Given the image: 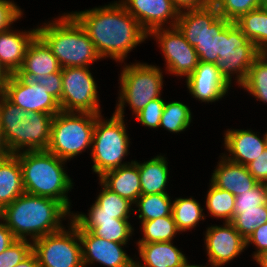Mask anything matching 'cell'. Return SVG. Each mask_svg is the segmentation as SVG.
Segmentation results:
<instances>
[{
  "instance_id": "6da1fadb",
  "label": "cell",
  "mask_w": 267,
  "mask_h": 267,
  "mask_svg": "<svg viewBox=\"0 0 267 267\" xmlns=\"http://www.w3.org/2000/svg\"><path fill=\"white\" fill-rule=\"evenodd\" d=\"M176 27L202 62L215 64L219 56L229 53H261L235 22L220 16L213 3L180 11Z\"/></svg>"
},
{
  "instance_id": "7a4b0ae2",
  "label": "cell",
  "mask_w": 267,
  "mask_h": 267,
  "mask_svg": "<svg viewBox=\"0 0 267 267\" xmlns=\"http://www.w3.org/2000/svg\"><path fill=\"white\" fill-rule=\"evenodd\" d=\"M70 14L84 28L101 58L123 62L127 54L148 37L120 1Z\"/></svg>"
},
{
  "instance_id": "3957f363",
  "label": "cell",
  "mask_w": 267,
  "mask_h": 267,
  "mask_svg": "<svg viewBox=\"0 0 267 267\" xmlns=\"http://www.w3.org/2000/svg\"><path fill=\"white\" fill-rule=\"evenodd\" d=\"M71 212L53 198L23 193L11 204L2 208L1 220L15 239L32 242L47 234L62 230V220Z\"/></svg>"
},
{
  "instance_id": "277c9868",
  "label": "cell",
  "mask_w": 267,
  "mask_h": 267,
  "mask_svg": "<svg viewBox=\"0 0 267 267\" xmlns=\"http://www.w3.org/2000/svg\"><path fill=\"white\" fill-rule=\"evenodd\" d=\"M53 118L51 114L21 110L0 93V127L9 154L47 150Z\"/></svg>"
},
{
  "instance_id": "5b68a950",
  "label": "cell",
  "mask_w": 267,
  "mask_h": 267,
  "mask_svg": "<svg viewBox=\"0 0 267 267\" xmlns=\"http://www.w3.org/2000/svg\"><path fill=\"white\" fill-rule=\"evenodd\" d=\"M19 158L25 193L53 198L70 211V200L66 193L73 182L63 168L65 160L47 150L24 151L15 154Z\"/></svg>"
},
{
  "instance_id": "8992f818",
  "label": "cell",
  "mask_w": 267,
  "mask_h": 267,
  "mask_svg": "<svg viewBox=\"0 0 267 267\" xmlns=\"http://www.w3.org/2000/svg\"><path fill=\"white\" fill-rule=\"evenodd\" d=\"M58 19L38 27L37 35L57 57L61 68L89 67L102 59L84 28L70 13Z\"/></svg>"
},
{
  "instance_id": "52a82bcc",
  "label": "cell",
  "mask_w": 267,
  "mask_h": 267,
  "mask_svg": "<svg viewBox=\"0 0 267 267\" xmlns=\"http://www.w3.org/2000/svg\"><path fill=\"white\" fill-rule=\"evenodd\" d=\"M97 116L89 112L57 113L52 121L47 151L67 161L87 148H92Z\"/></svg>"
},
{
  "instance_id": "ba28073f",
  "label": "cell",
  "mask_w": 267,
  "mask_h": 267,
  "mask_svg": "<svg viewBox=\"0 0 267 267\" xmlns=\"http://www.w3.org/2000/svg\"><path fill=\"white\" fill-rule=\"evenodd\" d=\"M102 119L101 114L96 117L90 150L94 163L92 169L99 178L108 171L133 162L122 164L123 158L128 154L130 143L124 118L113 113L109 120Z\"/></svg>"
},
{
  "instance_id": "9c48e42d",
  "label": "cell",
  "mask_w": 267,
  "mask_h": 267,
  "mask_svg": "<svg viewBox=\"0 0 267 267\" xmlns=\"http://www.w3.org/2000/svg\"><path fill=\"white\" fill-rule=\"evenodd\" d=\"M120 97L115 114L124 118L125 103L139 113L150 101L161 97L163 75L160 68L144 63L125 65L120 75Z\"/></svg>"
},
{
  "instance_id": "30bf717a",
  "label": "cell",
  "mask_w": 267,
  "mask_h": 267,
  "mask_svg": "<svg viewBox=\"0 0 267 267\" xmlns=\"http://www.w3.org/2000/svg\"><path fill=\"white\" fill-rule=\"evenodd\" d=\"M69 227L32 242L40 267H78L83 263L78 228L72 221Z\"/></svg>"
},
{
  "instance_id": "8fae6325",
  "label": "cell",
  "mask_w": 267,
  "mask_h": 267,
  "mask_svg": "<svg viewBox=\"0 0 267 267\" xmlns=\"http://www.w3.org/2000/svg\"><path fill=\"white\" fill-rule=\"evenodd\" d=\"M61 111L101 114L97 84L89 67L61 68Z\"/></svg>"
},
{
  "instance_id": "7c38bea8",
  "label": "cell",
  "mask_w": 267,
  "mask_h": 267,
  "mask_svg": "<svg viewBox=\"0 0 267 267\" xmlns=\"http://www.w3.org/2000/svg\"><path fill=\"white\" fill-rule=\"evenodd\" d=\"M148 36L156 37L170 74L187 78L194 72L199 62L196 50L176 26L154 29Z\"/></svg>"
},
{
  "instance_id": "4fadbf2b",
  "label": "cell",
  "mask_w": 267,
  "mask_h": 267,
  "mask_svg": "<svg viewBox=\"0 0 267 267\" xmlns=\"http://www.w3.org/2000/svg\"><path fill=\"white\" fill-rule=\"evenodd\" d=\"M1 94L12 104L27 112L56 115L61 111L59 102L47 90L30 79L11 74Z\"/></svg>"
},
{
  "instance_id": "5bb4252c",
  "label": "cell",
  "mask_w": 267,
  "mask_h": 267,
  "mask_svg": "<svg viewBox=\"0 0 267 267\" xmlns=\"http://www.w3.org/2000/svg\"><path fill=\"white\" fill-rule=\"evenodd\" d=\"M223 225L208 227L205 232L204 243L212 267L225 265L246 248V240L234 225L231 222H225Z\"/></svg>"
},
{
  "instance_id": "9a60e30c",
  "label": "cell",
  "mask_w": 267,
  "mask_h": 267,
  "mask_svg": "<svg viewBox=\"0 0 267 267\" xmlns=\"http://www.w3.org/2000/svg\"><path fill=\"white\" fill-rule=\"evenodd\" d=\"M82 244L83 263L98 262L107 267H135L136 261L122 249L123 243L105 240L87 230H78Z\"/></svg>"
},
{
  "instance_id": "2e32d148",
  "label": "cell",
  "mask_w": 267,
  "mask_h": 267,
  "mask_svg": "<svg viewBox=\"0 0 267 267\" xmlns=\"http://www.w3.org/2000/svg\"><path fill=\"white\" fill-rule=\"evenodd\" d=\"M120 3L148 34L163 28L166 22L169 23L168 19L172 20L170 27H175L180 12L172 0H123Z\"/></svg>"
},
{
  "instance_id": "e0dca14e",
  "label": "cell",
  "mask_w": 267,
  "mask_h": 267,
  "mask_svg": "<svg viewBox=\"0 0 267 267\" xmlns=\"http://www.w3.org/2000/svg\"><path fill=\"white\" fill-rule=\"evenodd\" d=\"M186 84L195 99L207 103L222 99L231 87L215 64L202 61L186 78Z\"/></svg>"
},
{
  "instance_id": "ac0fdd59",
  "label": "cell",
  "mask_w": 267,
  "mask_h": 267,
  "mask_svg": "<svg viewBox=\"0 0 267 267\" xmlns=\"http://www.w3.org/2000/svg\"><path fill=\"white\" fill-rule=\"evenodd\" d=\"M224 137L225 149L230 154L223 156L231 162L244 166L257 159L267 148L266 136L260 138L252 130L228 129Z\"/></svg>"
},
{
  "instance_id": "d6986e66",
  "label": "cell",
  "mask_w": 267,
  "mask_h": 267,
  "mask_svg": "<svg viewBox=\"0 0 267 267\" xmlns=\"http://www.w3.org/2000/svg\"><path fill=\"white\" fill-rule=\"evenodd\" d=\"M211 177L210 182L216 187L226 190L234 196H238L258 184L249 173L247 166L231 162L224 156H221L218 167Z\"/></svg>"
},
{
  "instance_id": "ffe728a7",
  "label": "cell",
  "mask_w": 267,
  "mask_h": 267,
  "mask_svg": "<svg viewBox=\"0 0 267 267\" xmlns=\"http://www.w3.org/2000/svg\"><path fill=\"white\" fill-rule=\"evenodd\" d=\"M60 69L57 57L48 45L36 35L28 45L23 65L16 74L23 79H31L34 75H49Z\"/></svg>"
},
{
  "instance_id": "44dd1931",
  "label": "cell",
  "mask_w": 267,
  "mask_h": 267,
  "mask_svg": "<svg viewBox=\"0 0 267 267\" xmlns=\"http://www.w3.org/2000/svg\"><path fill=\"white\" fill-rule=\"evenodd\" d=\"M36 35L37 28L27 32L10 29L0 32V62L10 74L20 70L27 47Z\"/></svg>"
},
{
  "instance_id": "7402d4cb",
  "label": "cell",
  "mask_w": 267,
  "mask_h": 267,
  "mask_svg": "<svg viewBox=\"0 0 267 267\" xmlns=\"http://www.w3.org/2000/svg\"><path fill=\"white\" fill-rule=\"evenodd\" d=\"M99 180L112 192L135 204L141 195L138 162L106 172Z\"/></svg>"
},
{
  "instance_id": "603a6c76",
  "label": "cell",
  "mask_w": 267,
  "mask_h": 267,
  "mask_svg": "<svg viewBox=\"0 0 267 267\" xmlns=\"http://www.w3.org/2000/svg\"><path fill=\"white\" fill-rule=\"evenodd\" d=\"M172 242L137 243L144 263L138 261L135 267H182L187 258Z\"/></svg>"
},
{
  "instance_id": "cb8c5ba5",
  "label": "cell",
  "mask_w": 267,
  "mask_h": 267,
  "mask_svg": "<svg viewBox=\"0 0 267 267\" xmlns=\"http://www.w3.org/2000/svg\"><path fill=\"white\" fill-rule=\"evenodd\" d=\"M24 192L19 158L15 154L0 158V208L11 204Z\"/></svg>"
},
{
  "instance_id": "d4e9b609",
  "label": "cell",
  "mask_w": 267,
  "mask_h": 267,
  "mask_svg": "<svg viewBox=\"0 0 267 267\" xmlns=\"http://www.w3.org/2000/svg\"><path fill=\"white\" fill-rule=\"evenodd\" d=\"M168 162L162 155L149 161L138 162L141 194H164L167 193V180L169 177Z\"/></svg>"
},
{
  "instance_id": "484cf974",
  "label": "cell",
  "mask_w": 267,
  "mask_h": 267,
  "mask_svg": "<svg viewBox=\"0 0 267 267\" xmlns=\"http://www.w3.org/2000/svg\"><path fill=\"white\" fill-rule=\"evenodd\" d=\"M78 230L90 231L93 235L105 240L127 244L132 236L133 229L128 219H115L107 221H72Z\"/></svg>"
},
{
  "instance_id": "4316f807",
  "label": "cell",
  "mask_w": 267,
  "mask_h": 267,
  "mask_svg": "<svg viewBox=\"0 0 267 267\" xmlns=\"http://www.w3.org/2000/svg\"><path fill=\"white\" fill-rule=\"evenodd\" d=\"M235 23L261 53L267 52V8L251 10Z\"/></svg>"
},
{
  "instance_id": "83f0119b",
  "label": "cell",
  "mask_w": 267,
  "mask_h": 267,
  "mask_svg": "<svg viewBox=\"0 0 267 267\" xmlns=\"http://www.w3.org/2000/svg\"><path fill=\"white\" fill-rule=\"evenodd\" d=\"M260 54L261 53H229L219 56L215 65L219 69L220 74L230 85L232 83V76H234L233 74H236L237 76L235 78L240 86L246 79L249 68Z\"/></svg>"
},
{
  "instance_id": "f1b7e54d",
  "label": "cell",
  "mask_w": 267,
  "mask_h": 267,
  "mask_svg": "<svg viewBox=\"0 0 267 267\" xmlns=\"http://www.w3.org/2000/svg\"><path fill=\"white\" fill-rule=\"evenodd\" d=\"M102 192L99 193L95 203L90 207L89 213L118 215V219H129L132 202L124 199L117 193L108 189L101 181Z\"/></svg>"
},
{
  "instance_id": "f546056e",
  "label": "cell",
  "mask_w": 267,
  "mask_h": 267,
  "mask_svg": "<svg viewBox=\"0 0 267 267\" xmlns=\"http://www.w3.org/2000/svg\"><path fill=\"white\" fill-rule=\"evenodd\" d=\"M203 209L198 201L191 198H176L172 203V215L180 232L196 227L204 220Z\"/></svg>"
},
{
  "instance_id": "4dcf8cb0",
  "label": "cell",
  "mask_w": 267,
  "mask_h": 267,
  "mask_svg": "<svg viewBox=\"0 0 267 267\" xmlns=\"http://www.w3.org/2000/svg\"><path fill=\"white\" fill-rule=\"evenodd\" d=\"M136 212L140 222L154 220L156 218L169 216L172 214V201L168 193L164 194H141L135 202Z\"/></svg>"
},
{
  "instance_id": "1f68e13d",
  "label": "cell",
  "mask_w": 267,
  "mask_h": 267,
  "mask_svg": "<svg viewBox=\"0 0 267 267\" xmlns=\"http://www.w3.org/2000/svg\"><path fill=\"white\" fill-rule=\"evenodd\" d=\"M257 100L267 103V54L261 53L249 68L244 82L240 85Z\"/></svg>"
},
{
  "instance_id": "d6a6232c",
  "label": "cell",
  "mask_w": 267,
  "mask_h": 267,
  "mask_svg": "<svg viewBox=\"0 0 267 267\" xmlns=\"http://www.w3.org/2000/svg\"><path fill=\"white\" fill-rule=\"evenodd\" d=\"M143 238L137 243L170 242L174 235L180 232L177 229L173 215L141 222Z\"/></svg>"
},
{
  "instance_id": "836d02e7",
  "label": "cell",
  "mask_w": 267,
  "mask_h": 267,
  "mask_svg": "<svg viewBox=\"0 0 267 267\" xmlns=\"http://www.w3.org/2000/svg\"><path fill=\"white\" fill-rule=\"evenodd\" d=\"M206 196V207L210 216L231 222L234 213L235 196L230 192L216 187L212 182Z\"/></svg>"
},
{
  "instance_id": "e575fe53",
  "label": "cell",
  "mask_w": 267,
  "mask_h": 267,
  "mask_svg": "<svg viewBox=\"0 0 267 267\" xmlns=\"http://www.w3.org/2000/svg\"><path fill=\"white\" fill-rule=\"evenodd\" d=\"M192 121L190 108L182 102H165L159 127L169 132L179 133L185 131Z\"/></svg>"
},
{
  "instance_id": "d590c367",
  "label": "cell",
  "mask_w": 267,
  "mask_h": 267,
  "mask_svg": "<svg viewBox=\"0 0 267 267\" xmlns=\"http://www.w3.org/2000/svg\"><path fill=\"white\" fill-rule=\"evenodd\" d=\"M231 223L240 235L247 240L257 226L267 223V204L259 205V209L234 208Z\"/></svg>"
},
{
  "instance_id": "8d00e7d4",
  "label": "cell",
  "mask_w": 267,
  "mask_h": 267,
  "mask_svg": "<svg viewBox=\"0 0 267 267\" xmlns=\"http://www.w3.org/2000/svg\"><path fill=\"white\" fill-rule=\"evenodd\" d=\"M220 16L235 22L243 14L260 7V0H212Z\"/></svg>"
},
{
  "instance_id": "74e56055",
  "label": "cell",
  "mask_w": 267,
  "mask_h": 267,
  "mask_svg": "<svg viewBox=\"0 0 267 267\" xmlns=\"http://www.w3.org/2000/svg\"><path fill=\"white\" fill-rule=\"evenodd\" d=\"M32 252L29 240H14L9 247L0 253V267H14Z\"/></svg>"
},
{
  "instance_id": "f35d334b",
  "label": "cell",
  "mask_w": 267,
  "mask_h": 267,
  "mask_svg": "<svg viewBox=\"0 0 267 267\" xmlns=\"http://www.w3.org/2000/svg\"><path fill=\"white\" fill-rule=\"evenodd\" d=\"M267 204V184L258 183L255 187L235 196L234 208L259 209Z\"/></svg>"
},
{
  "instance_id": "ab89813d",
  "label": "cell",
  "mask_w": 267,
  "mask_h": 267,
  "mask_svg": "<svg viewBox=\"0 0 267 267\" xmlns=\"http://www.w3.org/2000/svg\"><path fill=\"white\" fill-rule=\"evenodd\" d=\"M164 105L165 101L161 99V97L152 100L135 115L136 119L149 128H158L163 114Z\"/></svg>"
},
{
  "instance_id": "60d3db41",
  "label": "cell",
  "mask_w": 267,
  "mask_h": 267,
  "mask_svg": "<svg viewBox=\"0 0 267 267\" xmlns=\"http://www.w3.org/2000/svg\"><path fill=\"white\" fill-rule=\"evenodd\" d=\"M30 80L43 86L47 90V93L53 96L60 105L63 86L61 69L49 75H34Z\"/></svg>"
},
{
  "instance_id": "b9f144b4",
  "label": "cell",
  "mask_w": 267,
  "mask_h": 267,
  "mask_svg": "<svg viewBox=\"0 0 267 267\" xmlns=\"http://www.w3.org/2000/svg\"><path fill=\"white\" fill-rule=\"evenodd\" d=\"M23 13L13 1L0 0V32L7 31L10 26L22 17Z\"/></svg>"
},
{
  "instance_id": "7bdbcfd3",
  "label": "cell",
  "mask_w": 267,
  "mask_h": 267,
  "mask_svg": "<svg viewBox=\"0 0 267 267\" xmlns=\"http://www.w3.org/2000/svg\"><path fill=\"white\" fill-rule=\"evenodd\" d=\"M258 183L267 184V148L254 161L246 165Z\"/></svg>"
},
{
  "instance_id": "ee69618b",
  "label": "cell",
  "mask_w": 267,
  "mask_h": 267,
  "mask_svg": "<svg viewBox=\"0 0 267 267\" xmlns=\"http://www.w3.org/2000/svg\"><path fill=\"white\" fill-rule=\"evenodd\" d=\"M254 244L256 252H254V260L265 250H267V223L257 226L254 232L247 238L246 247Z\"/></svg>"
},
{
  "instance_id": "f6af8a7d",
  "label": "cell",
  "mask_w": 267,
  "mask_h": 267,
  "mask_svg": "<svg viewBox=\"0 0 267 267\" xmlns=\"http://www.w3.org/2000/svg\"><path fill=\"white\" fill-rule=\"evenodd\" d=\"M179 11L188 9H199L208 6L212 0H172Z\"/></svg>"
},
{
  "instance_id": "bcb514c9",
  "label": "cell",
  "mask_w": 267,
  "mask_h": 267,
  "mask_svg": "<svg viewBox=\"0 0 267 267\" xmlns=\"http://www.w3.org/2000/svg\"><path fill=\"white\" fill-rule=\"evenodd\" d=\"M72 218V219H71ZM71 221H107L113 220V218L118 219V215H108V214H98V213H88L85 214H73L71 215Z\"/></svg>"
},
{
  "instance_id": "7dc6e473",
  "label": "cell",
  "mask_w": 267,
  "mask_h": 267,
  "mask_svg": "<svg viewBox=\"0 0 267 267\" xmlns=\"http://www.w3.org/2000/svg\"><path fill=\"white\" fill-rule=\"evenodd\" d=\"M16 240L10 229L0 221V253L5 251L9 245Z\"/></svg>"
},
{
  "instance_id": "c3c4849f",
  "label": "cell",
  "mask_w": 267,
  "mask_h": 267,
  "mask_svg": "<svg viewBox=\"0 0 267 267\" xmlns=\"http://www.w3.org/2000/svg\"><path fill=\"white\" fill-rule=\"evenodd\" d=\"M14 267H40L38 263L37 256L32 251L26 258H24L20 263Z\"/></svg>"
},
{
  "instance_id": "681fc988",
  "label": "cell",
  "mask_w": 267,
  "mask_h": 267,
  "mask_svg": "<svg viewBox=\"0 0 267 267\" xmlns=\"http://www.w3.org/2000/svg\"><path fill=\"white\" fill-rule=\"evenodd\" d=\"M11 74L6 70V68L0 62V93L3 90V87L8 82Z\"/></svg>"
},
{
  "instance_id": "f907efd6",
  "label": "cell",
  "mask_w": 267,
  "mask_h": 267,
  "mask_svg": "<svg viewBox=\"0 0 267 267\" xmlns=\"http://www.w3.org/2000/svg\"><path fill=\"white\" fill-rule=\"evenodd\" d=\"M9 155V151L8 148L4 142V138H3V134H2V130L0 127V158H3L5 156Z\"/></svg>"
},
{
  "instance_id": "816d5d0a",
  "label": "cell",
  "mask_w": 267,
  "mask_h": 267,
  "mask_svg": "<svg viewBox=\"0 0 267 267\" xmlns=\"http://www.w3.org/2000/svg\"><path fill=\"white\" fill-rule=\"evenodd\" d=\"M255 261L257 264L260 265V267H267V250L263 251L256 259Z\"/></svg>"
},
{
  "instance_id": "f5cc1de1",
  "label": "cell",
  "mask_w": 267,
  "mask_h": 267,
  "mask_svg": "<svg viewBox=\"0 0 267 267\" xmlns=\"http://www.w3.org/2000/svg\"><path fill=\"white\" fill-rule=\"evenodd\" d=\"M182 267H206V266H199V265H191V264H188V261H186Z\"/></svg>"
},
{
  "instance_id": "db71d44e",
  "label": "cell",
  "mask_w": 267,
  "mask_h": 267,
  "mask_svg": "<svg viewBox=\"0 0 267 267\" xmlns=\"http://www.w3.org/2000/svg\"><path fill=\"white\" fill-rule=\"evenodd\" d=\"M260 7L267 8V0H260Z\"/></svg>"
},
{
  "instance_id": "11a10c76",
  "label": "cell",
  "mask_w": 267,
  "mask_h": 267,
  "mask_svg": "<svg viewBox=\"0 0 267 267\" xmlns=\"http://www.w3.org/2000/svg\"><path fill=\"white\" fill-rule=\"evenodd\" d=\"M88 265L85 263H82L81 265H79L78 267H87Z\"/></svg>"
},
{
  "instance_id": "9f6ffc18",
  "label": "cell",
  "mask_w": 267,
  "mask_h": 267,
  "mask_svg": "<svg viewBox=\"0 0 267 267\" xmlns=\"http://www.w3.org/2000/svg\"><path fill=\"white\" fill-rule=\"evenodd\" d=\"M1 217H2V209L0 208V220H1Z\"/></svg>"
}]
</instances>
